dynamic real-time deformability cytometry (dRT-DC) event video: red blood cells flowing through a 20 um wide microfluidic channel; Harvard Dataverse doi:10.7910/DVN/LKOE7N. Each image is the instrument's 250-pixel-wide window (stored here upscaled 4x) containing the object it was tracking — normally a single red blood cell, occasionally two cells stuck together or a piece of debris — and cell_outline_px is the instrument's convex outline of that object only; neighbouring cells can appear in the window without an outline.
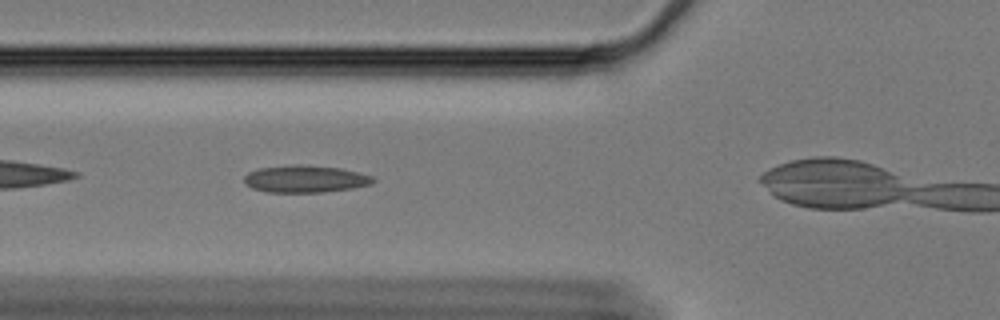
{"species": "Egyptian fruit bat (a non-hibernating species)", "species_latin": "Rousettus aegyptiacus", "temperature_condition": "cold", "stored_images_in_passage": 33, "camera_frame_rate_fps": 3000, "um_per_image_px": 0.085, "animal": {"sex": "female"}, "frame": {"image": 1, "passage_image": 6, "time_ms": 1.667, "image_size_px": [1000, 320], "cell_outline_px": [[376, 180], [372, 184], [352, 188], [324, 192], [268, 192], [252, 188], [244, 184], [244, 176], [248, 172], [260, 168], [340, 168], [372, 176]], "centroid_in_image_um": [25.96, 15.28], "position_along_channel_um": 99.8, "area_um2": 19.19}}
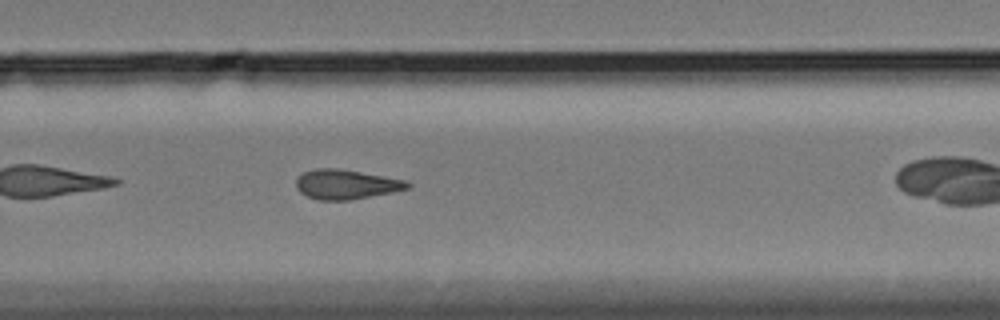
{"frame": {"image": 2, "passage_image": 24, "time_ms": 7.667, "image_size_px": [1000, 320], "cell_outline_px": [[412, 184], [408, 188], [392, 192], [348, 200], [316, 200], [300, 192], [296, 188], [296, 180], [304, 172], [316, 168], [336, 168], [408, 180]], "centroid_in_image_um": [29.42, 15.67], "position_along_channel_um": 300.4, "area_um2": 19.07}}
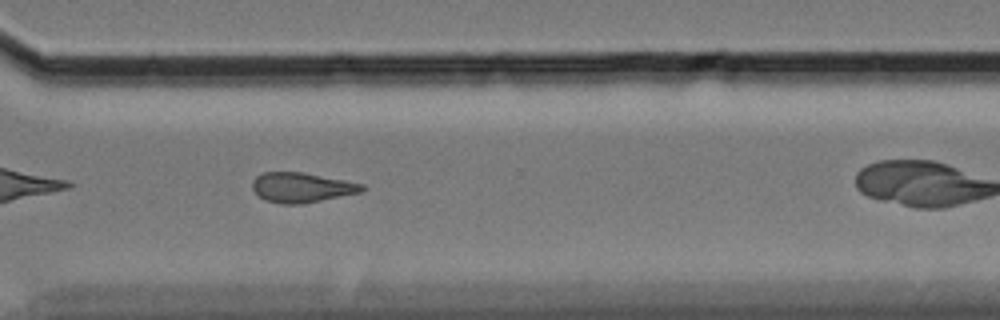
{"frame": {"image": 3, "passage_image": 28, "time_ms": 9.0, "image_size_px": [1000, 320], "cell_outline_px": [[364, 188], [360, 192], [304, 204], [280, 204], [264, 200], [252, 188], [252, 180], [256, 176], [264, 172], [304, 172], [364, 184]], "centroid_in_image_um": [25.61, 15.94], "position_along_channel_um": 345.0, "area_um2": 19.07}}